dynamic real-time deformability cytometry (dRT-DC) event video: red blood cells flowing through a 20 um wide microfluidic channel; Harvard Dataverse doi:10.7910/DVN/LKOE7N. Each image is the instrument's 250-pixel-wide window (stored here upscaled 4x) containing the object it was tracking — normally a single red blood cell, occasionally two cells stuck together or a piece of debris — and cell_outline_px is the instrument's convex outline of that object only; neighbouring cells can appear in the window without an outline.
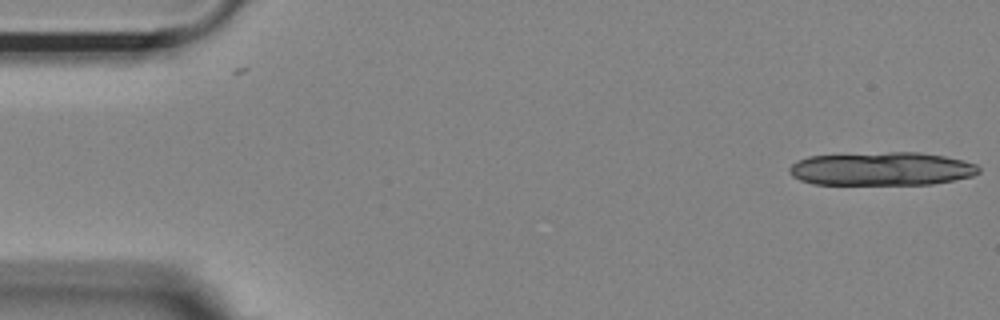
{"species": "Egyptian fruit bat (a non-hibernating species)", "species_latin": "Rousettus aegyptiacus", "temperature_condition": "room temperature", "stored_images_in_passage": 2, "camera_frame_rate_fps": 3000, "um_per_image_px": 0.085, "animal": {"sex": "female"}, "frame": {"image": 1, "passage_image": 2, "time_ms": 0.333, "image_size_px": [1000, 320], "cell_outline_px": [[980, 172], [972, 176], [932, 184], [812, 184], [800, 180], [792, 176], [788, 172], [788, 168], [796, 160], [808, 156], [888, 152], [920, 152], [944, 156], [964, 160], [976, 164], [980, 168]], "centroid_in_image_um": [74.92, 14.34], "position_along_channel_um": 10.1, "area_um2": 36.99}}